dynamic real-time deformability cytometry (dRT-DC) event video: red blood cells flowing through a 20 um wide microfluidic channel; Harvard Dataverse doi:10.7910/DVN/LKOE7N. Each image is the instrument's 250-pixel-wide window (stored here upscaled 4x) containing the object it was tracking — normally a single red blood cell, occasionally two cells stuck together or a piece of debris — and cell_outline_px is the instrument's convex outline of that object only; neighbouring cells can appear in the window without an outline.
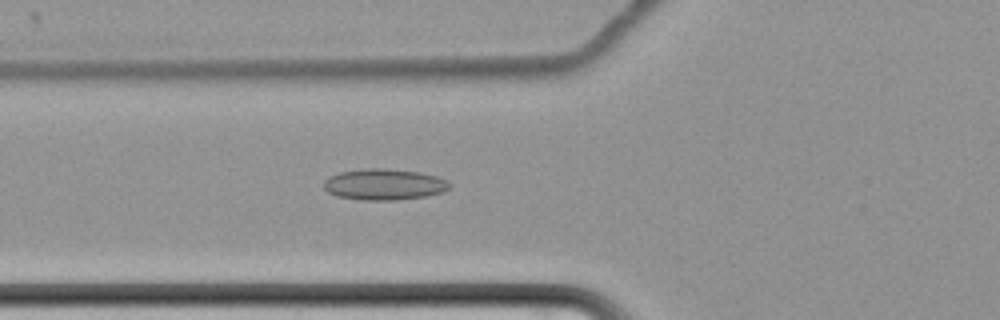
{"species": "common noctule bat (a hibernating species)", "species_latin": "Nyctalus noctula", "temperature_condition": "cold", "stored_images_in_passage": 47, "camera_frame_rate_fps": 3000, "um_per_image_px": 0.085, "animal": {"sex": "female", "body_mass_g": 22.7, "forearm_length_mm": 54.2}, "frame": {"image": 1, "passage_image": 10, "time_ms": 3.0, "image_size_px": [1000, 320], "cell_outline_px": [[448, 188], [444, 192], [428, 196], [396, 200], [360, 200], [336, 196], [328, 192], [324, 188], [324, 180], [328, 176], [340, 172], [364, 168], [384, 168], [420, 172], [436, 176], [448, 180]], "centroid_in_image_um": [32.63, 15.67], "position_along_channel_um": 93.2, "area_um2": 23.0}}
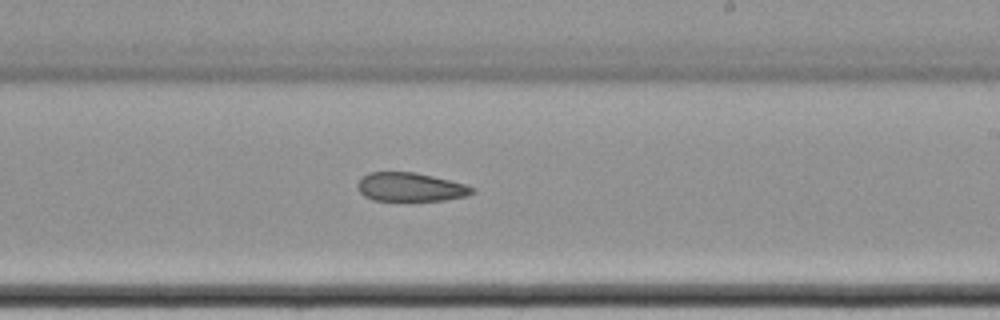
{"frame": {"image": 2, "passage_image": 24, "time_ms": 7.667, "image_size_px": [1000, 320], "cell_outline_px": [[476, 192], [468, 196], [444, 200], [372, 200], [364, 196], [356, 188], [356, 184], [368, 172], [416, 172], [464, 184], [476, 188]], "centroid_in_image_um": [34.89, 15.9], "position_along_channel_um": 254.1, "area_um2": 19.19}}
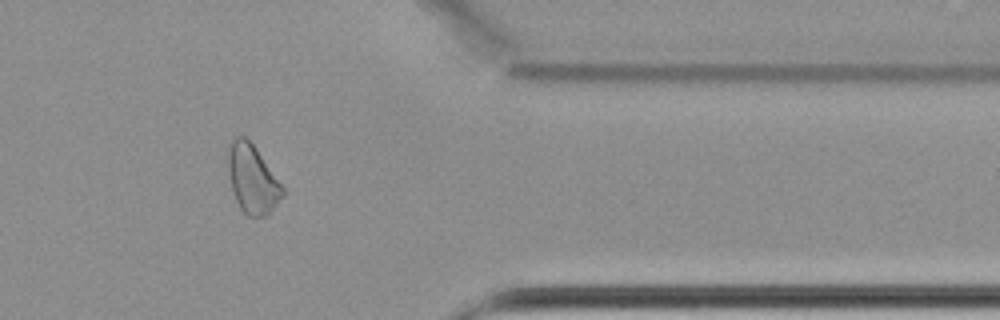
{"frame": {"image": 3, "passage_image": 37, "time_ms": 12.0, "image_size_px": [1000, 320], "cell_outline_px": [[284, 196], [268, 216], [248, 216], [240, 208], [236, 200], [232, 188], [228, 168], [228, 144], [236, 136], [244, 136], [256, 148], [284, 188]], "centroid_in_image_um": [21.46, 15.23], "position_along_channel_um": 389.9, "area_um2": 21.68}, "authors_computed_cell_mechanics": {"area_um2": 21.097, "velocity_mm_per_s": 3.4504, "shape_relaxation_time_tau1_ms": null, "shape_relaxation_time_tau2_ms": 3.8699, "deformation_change_tau1": null, "deformation_change_tau2": 0.1043}}